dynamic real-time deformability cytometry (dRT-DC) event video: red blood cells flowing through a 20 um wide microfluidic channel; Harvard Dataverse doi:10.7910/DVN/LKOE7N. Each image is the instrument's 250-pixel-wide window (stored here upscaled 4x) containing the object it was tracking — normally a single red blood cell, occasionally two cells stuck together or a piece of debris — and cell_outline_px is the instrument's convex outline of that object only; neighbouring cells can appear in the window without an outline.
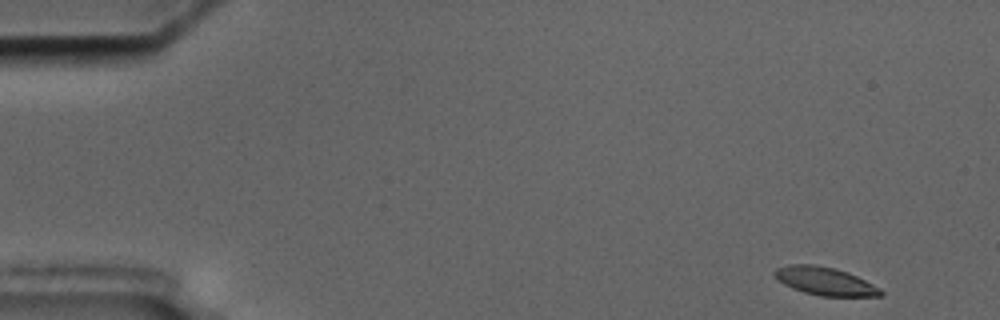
{"species": "common noctule bat (a hibernating species)", "species_latin": "Nyctalus noctula", "temperature_condition": "cold", "stored_images_in_passage": 41, "camera_frame_rate_fps": 3000, "um_per_image_px": 0.085, "animal": {"sex": "male", "body_mass_g": 17.5, "forearm_length_mm": 52.3}, "frame": {"image": 1, "passage_image": 1, "time_ms": 0.0, "image_size_px": [1000, 320], "cell_outline_px": [[884, 296], [820, 296], [804, 292], [792, 288], [776, 280], [772, 272], [776, 268], [788, 264], [812, 264], [836, 268], [848, 272], [880, 288], [884, 292]], "centroid_in_image_um": [70.09, 23.89], "position_along_channel_um": 14.9, "area_um2": 17.51}}
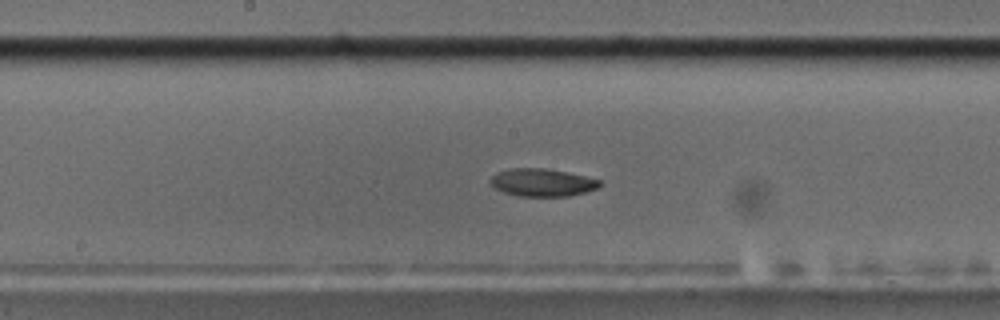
{"frame": {"image": 2, "passage_image": 27, "time_ms": 8.667, "image_size_px": [1000, 320], "cell_outline_px": [[600, 184], [596, 188], [584, 192], [568, 196], [520, 196], [504, 192], [496, 188], [488, 180], [496, 172], [508, 168], [548, 168], [568, 172], [600, 180]], "centroid_in_image_um": [46.05, 15.49], "position_along_channel_um": 202.2, "area_um2": 17.57}}
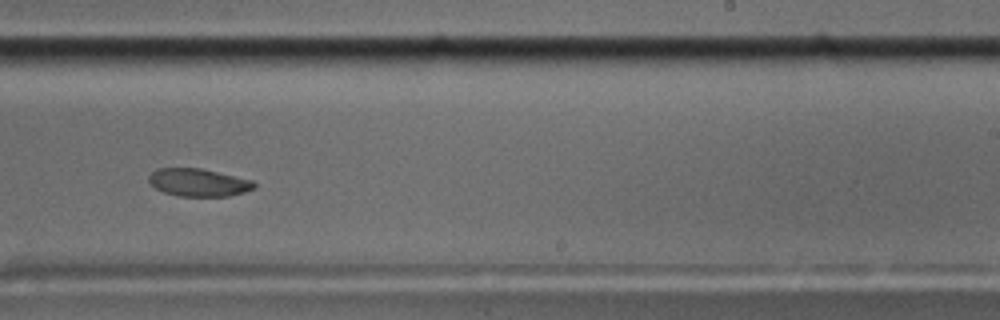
{"frame": {"image": 3, "passage_image": 33, "time_ms": 10.667, "image_size_px": [1000, 320], "cell_outline_px": [[256, 188], [244, 192], [228, 196], [180, 196], [164, 192], [156, 188], [148, 180], [148, 176], [156, 168], [200, 168], [252, 180], [256, 184]], "centroid_in_image_um": [16.87, 15.51], "position_along_channel_um": 272.1, "area_um2": 16.94}, "authors_computed_cell_mechanics": {"area_um2": 17.918, "velocity_mm_per_s": 3.5119, "shape_relaxation_time_tau1_ms": 5.655, "shape_relaxation_time_tau2_ms": null, "deformation_change_tau1": 0.1429, "deformation_change_tau2": null}}